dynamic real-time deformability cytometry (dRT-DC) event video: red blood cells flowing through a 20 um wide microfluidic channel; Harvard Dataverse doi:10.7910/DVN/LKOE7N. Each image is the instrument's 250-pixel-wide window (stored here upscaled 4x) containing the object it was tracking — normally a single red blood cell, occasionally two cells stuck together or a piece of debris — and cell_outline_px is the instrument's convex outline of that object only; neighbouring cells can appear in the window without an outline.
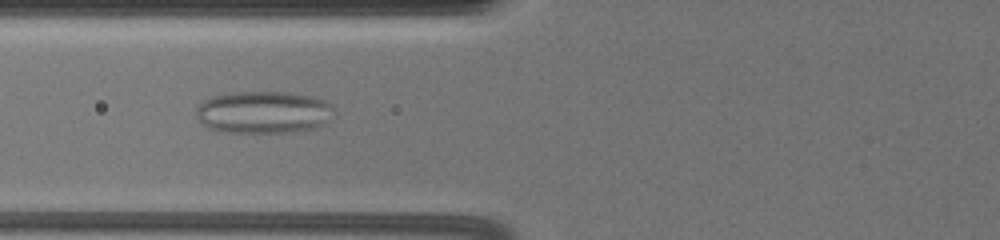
{"species": "common noctule bat (a hibernating species)", "species_latin": "Nyctalus noctula", "temperature_condition": "warm", "stored_images_in_passage": 42, "camera_frame_rate_fps": 3000, "um_per_image_px": 0.085, "animal": {"sex": "female", "body_mass_g": 19.5, "forearm_length_mm": 54.1}, "frame": {"image": 1, "passage_image": 5, "time_ms": 1.333, "image_size_px": [1000, 240], "cell_outline_px": [[332, 108], [324, 124], [312, 128], [288, 132], [224, 132], [208, 128], [196, 116], [196, 108], [204, 100], [212, 96], [232, 92], [288, 92], [312, 96], [324, 100], [332, 104]], "centroid_in_image_um": [22.34, 9.53], "position_along_channel_um": 103.5, "area_um2": 33.64}}
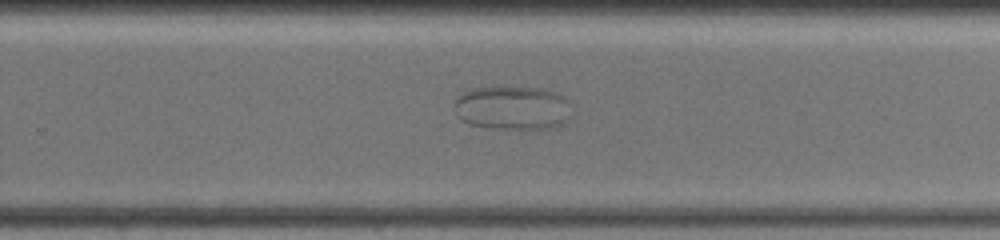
{"frame": {"image": 2, "passage_image": 22, "time_ms": 7.0, "image_size_px": [1000, 240], "cell_outline_px": [[568, 120], [552, 128], [496, 128], [468, 124], [460, 120], [456, 116], [456, 100], [464, 92], [472, 88], [540, 88], [564, 96], [568, 100]], "centroid_in_image_um": [43.54, 9.18], "position_along_channel_um": 286.3, "area_um2": 29.3}}
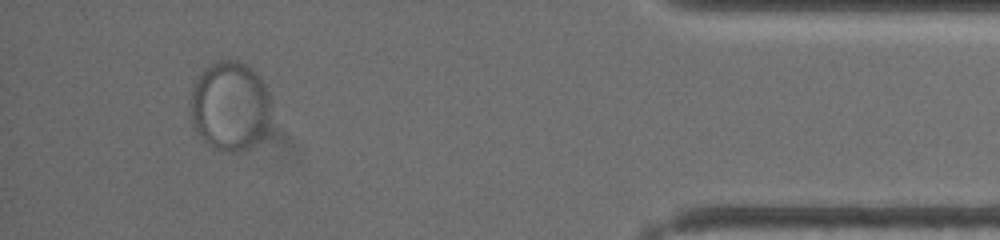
{"frame": {"image": 3, "passage_image": 38, "time_ms": 12.333, "image_size_px": [1000, 240], "cell_outline_px": [[268, 128], [260, 140], [256, 144], [240, 152], [224, 152], [216, 148], [204, 140], [196, 128], [192, 120], [192, 88], [204, 68], [216, 60], [232, 60], [244, 64], [252, 68], [260, 76], [268, 92]], "centroid_in_image_um": [19.57, 9.01], "position_along_channel_um": 415.6, "area_um2": 41.56}}